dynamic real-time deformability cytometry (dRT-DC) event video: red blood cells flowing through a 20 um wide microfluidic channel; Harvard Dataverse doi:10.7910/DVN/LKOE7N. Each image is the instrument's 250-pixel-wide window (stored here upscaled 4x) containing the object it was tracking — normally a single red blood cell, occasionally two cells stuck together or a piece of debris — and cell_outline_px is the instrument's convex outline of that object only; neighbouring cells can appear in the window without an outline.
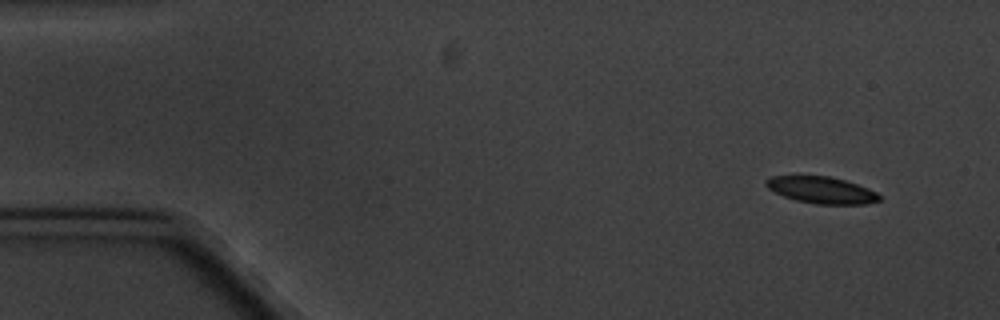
{"species": "common noctule bat (a hibernating species)", "species_latin": "Nyctalus noctula", "temperature_condition": "cold", "stored_images_in_passage": 5, "camera_frame_rate_fps": 3000, "um_per_image_px": 0.085, "animal": {"sex": "male", "body_mass_g": 20.1, "forearm_length_mm": 53.5}, "frame": {"image": 1, "passage_image": 1, "time_ms": 0.0, "image_size_px": [1000, 320], "cell_outline_px": [[880, 200], [864, 204], [816, 204], [796, 200], [784, 196], [768, 188], [764, 184], [764, 180], [772, 176], [796, 172], [828, 176], [844, 180], [868, 188], [876, 192], [880, 196]], "centroid_in_image_um": [69.72, 16.09], "position_along_channel_um": 15.3, "area_um2": 18.26}}
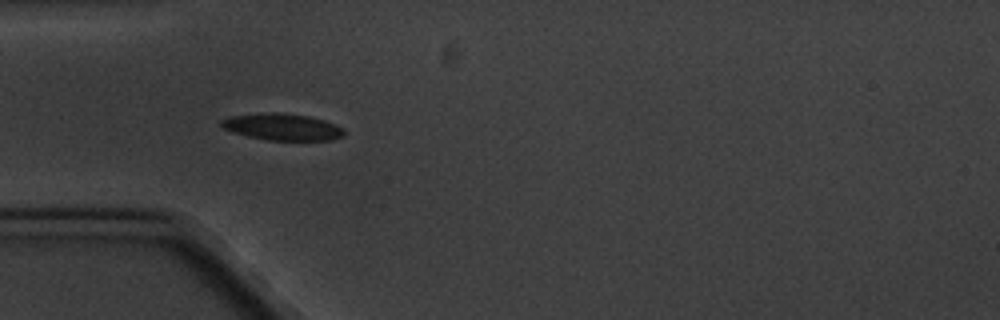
{"frame": {"image": 2, "passage_image": 4, "time_ms": 4.333, "image_size_px": [1000, 320], "cell_outline_px": [[344, 136], [332, 140], [268, 140], [248, 136], [224, 128], [220, 124], [220, 120], [232, 116], [272, 112], [276, 112], [308, 116], [324, 120], [344, 128]], "centroid_in_image_um": [24.04, 10.79], "position_along_channel_um": 61.0, "area_um2": 18.84}}